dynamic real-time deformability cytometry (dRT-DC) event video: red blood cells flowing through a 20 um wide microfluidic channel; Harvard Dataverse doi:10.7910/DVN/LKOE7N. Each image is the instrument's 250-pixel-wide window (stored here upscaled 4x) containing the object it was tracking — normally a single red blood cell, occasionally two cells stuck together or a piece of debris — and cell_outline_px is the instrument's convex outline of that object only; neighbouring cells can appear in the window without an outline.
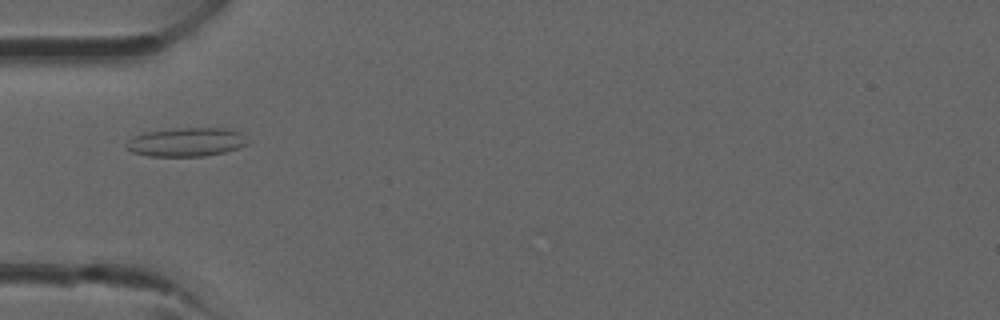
{"species": "common noctule bat (a hibernating species)", "species_latin": "Nyctalus noctula", "temperature_condition": "room temperature", "stored_images_in_passage": 40, "camera_frame_rate_fps": 3000, "um_per_image_px": 0.085, "animal": {"sex": "male", "forearm_length_mm": 52.5}, "frame": {"image": 1, "passage_image": 13, "time_ms": 4.0, "image_size_px": [1000, 320], "cell_outline_px": [[248, 144], [224, 152], [204, 156], [148, 156], [132, 152], [124, 148], [124, 144], [128, 140], [136, 136], [148, 132], [176, 128], [228, 128], [240, 132]], "centroid_in_image_um": [15.8, 12.08], "position_along_channel_um": 69.2, "area_um2": 20.17}}
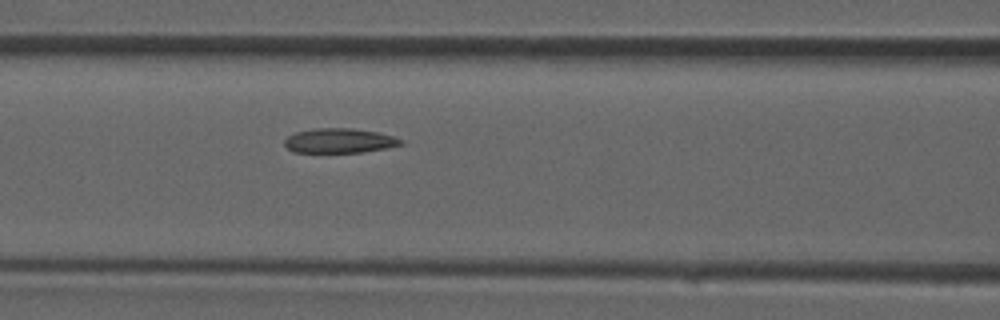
{"frame": {"image": 2, "passage_image": 17, "time_ms": 5.333, "image_size_px": [1000, 320], "cell_outline_px": [[408, 144], [360, 152], [292, 152], [284, 144], [284, 140], [288, 136], [296, 132], [316, 128], [352, 128], [376, 132], [392, 136], [404, 140]], "centroid_in_image_um": [28.87, 11.96], "position_along_channel_um": 137.7, "area_um2": 16.65}}
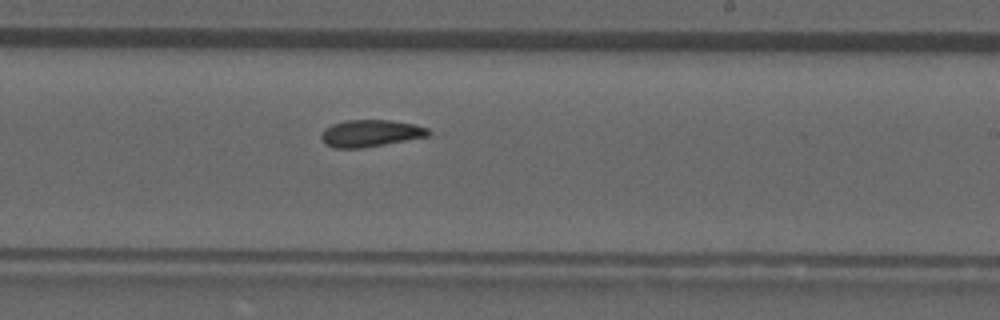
{"frame": {"image": 3, "passage_image": 24, "time_ms": 7.667, "image_size_px": [1000, 320], "cell_outline_px": [[432, 132], [428, 136], [364, 148], [332, 148], [324, 144], [320, 136], [324, 128], [332, 124], [348, 120], [388, 120], [416, 124], [428, 128]], "centroid_in_image_um": [31.48, 11.33], "position_along_channel_um": 257.5, "area_um2": 16.99}}